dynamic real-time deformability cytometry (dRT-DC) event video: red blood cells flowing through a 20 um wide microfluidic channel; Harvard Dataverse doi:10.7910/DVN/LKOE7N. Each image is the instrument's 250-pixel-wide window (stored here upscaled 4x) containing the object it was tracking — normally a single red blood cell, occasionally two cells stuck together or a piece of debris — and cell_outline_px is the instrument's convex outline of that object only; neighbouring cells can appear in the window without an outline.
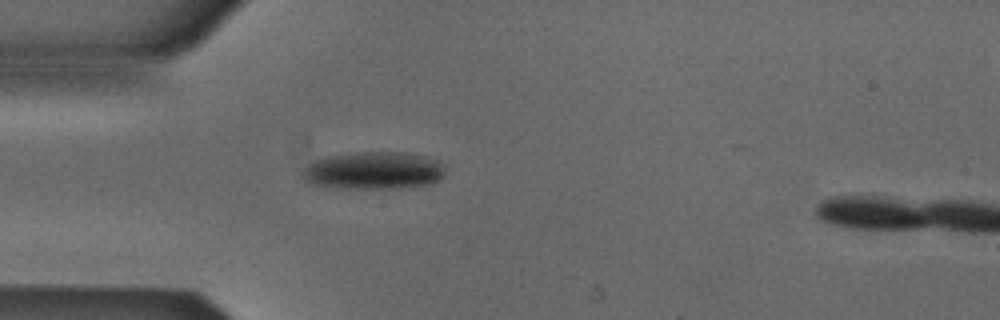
{"species": "Egyptian fruit bat (a non-hibernating species)", "species_latin": "Rousettus aegyptiacus", "temperature_condition": "cold", "stored_images_in_passage": 4, "camera_frame_rate_fps": 3000, "um_per_image_px": 0.085, "animal": {"sex": "male"}, "frame": {"image": 1, "passage_image": 3, "time_ms": 0.667, "image_size_px": [1000, 320], "cell_outline_px": [[444, 176], [440, 180], [432, 184], [400, 188], [336, 188], [308, 184], [300, 176], [300, 172], [308, 164], [316, 160], [328, 156], [364, 152], [404, 152], [428, 156], [440, 160], [444, 164]], "centroid_in_image_um": [31.78, 14.51], "position_along_channel_um": 53.2, "area_um2": 31.79}}